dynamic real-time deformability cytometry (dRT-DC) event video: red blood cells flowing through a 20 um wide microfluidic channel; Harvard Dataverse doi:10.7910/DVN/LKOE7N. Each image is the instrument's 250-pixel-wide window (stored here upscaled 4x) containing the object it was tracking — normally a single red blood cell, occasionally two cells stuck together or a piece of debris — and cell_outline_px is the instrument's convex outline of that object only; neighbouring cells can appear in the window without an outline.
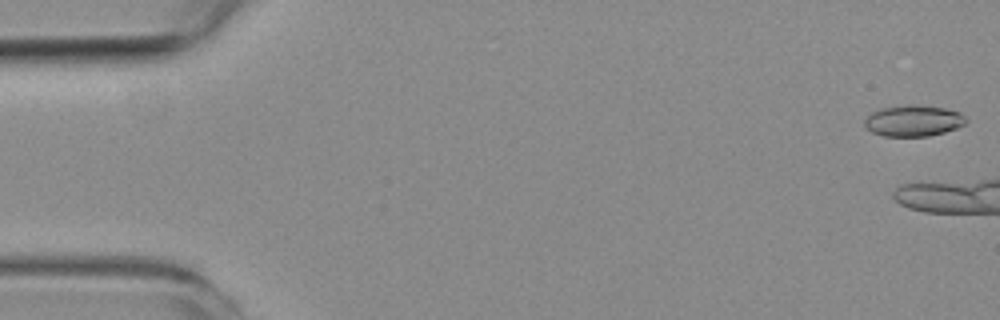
{"species": "common noctule bat (a hibernating species)", "species_latin": "Nyctalus noctula", "temperature_condition": "room temperature", "stored_images_in_passage": 3, "camera_frame_rate_fps": 3000, "um_per_image_px": 0.085, "animal": {"sex": "female", "body_mass_g": 19.3, "forearm_length_mm": 54.1}, "frame": {"image": 1, "passage_image": 1, "time_ms": 0.0, "image_size_px": [1000, 320], "cell_outline_px": [[968, 120], [964, 124], [956, 128], [944, 132], [928, 136], [884, 136], [872, 132], [864, 124], [864, 120], [872, 112], [880, 108], [908, 104], [912, 104], [944, 108], [960, 112]], "centroid_in_image_um": [77.64, 10.25], "position_along_channel_um": 7.4, "area_um2": 18.38}}